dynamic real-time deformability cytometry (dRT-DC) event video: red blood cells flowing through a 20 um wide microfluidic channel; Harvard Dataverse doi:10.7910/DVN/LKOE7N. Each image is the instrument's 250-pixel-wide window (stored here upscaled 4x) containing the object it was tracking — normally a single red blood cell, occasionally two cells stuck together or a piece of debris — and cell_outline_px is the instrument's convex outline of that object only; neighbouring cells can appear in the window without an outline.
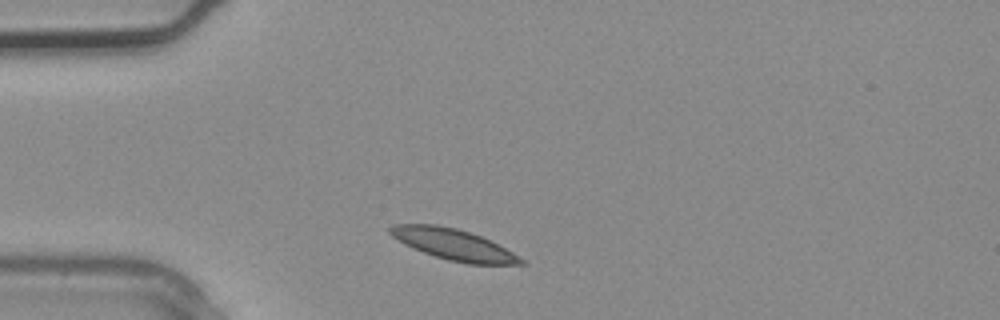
{"species": "common noctule bat (a hibernating species)", "species_latin": "Nyctalus noctula", "temperature_condition": "warm", "stored_images_in_passage": 1, "camera_frame_rate_fps": 3000, "um_per_image_px": 0.085, "animal": {"sex": "male", "body_mass_g": 20.4}, "frame": {"image": 1, "passage_image": 1, "time_ms": 0.0, "image_size_px": [1000, 320], "cell_outline_px": [[528, 264], [468, 264], [448, 260], [424, 252], [404, 244], [392, 236], [388, 232], [388, 228], [392, 224], [436, 224], [456, 228], [480, 236], [512, 252], [524, 260]], "centroid_in_image_um": [38.51, 20.77], "position_along_channel_um": 46.5, "area_um2": 23.29}}